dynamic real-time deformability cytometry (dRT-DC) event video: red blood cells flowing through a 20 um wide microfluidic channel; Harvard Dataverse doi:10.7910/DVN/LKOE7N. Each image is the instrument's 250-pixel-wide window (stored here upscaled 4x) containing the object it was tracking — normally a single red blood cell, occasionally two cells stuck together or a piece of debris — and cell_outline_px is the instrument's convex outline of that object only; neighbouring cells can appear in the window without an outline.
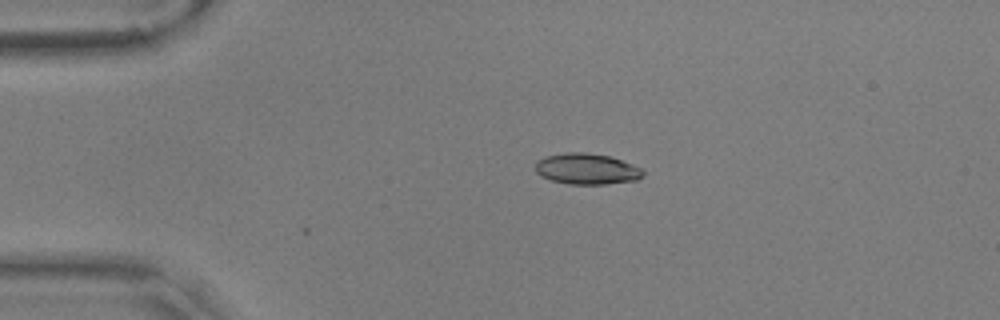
{"species": "common noctule bat (a hibernating species)", "species_latin": "Nyctalus noctula", "temperature_condition": "warm", "stored_images_in_passage": 2, "camera_frame_rate_fps": 3000, "um_per_image_px": 0.085, "animal": {"sex": "male", "body_mass_g": 17.9, "forearm_length_mm": 54.2}, "frame": {"image": 1, "passage_image": 1, "time_ms": 0.0, "image_size_px": [1000, 320], "cell_outline_px": [[644, 176], [636, 180], [604, 184], [568, 184], [552, 180], [540, 176], [536, 172], [536, 160], [548, 156], [564, 152], [584, 152], [608, 156], [632, 164], [640, 168], [644, 172]], "centroid_in_image_um": [49.86, 14.36], "position_along_channel_um": 35.1, "area_um2": 19.31}}